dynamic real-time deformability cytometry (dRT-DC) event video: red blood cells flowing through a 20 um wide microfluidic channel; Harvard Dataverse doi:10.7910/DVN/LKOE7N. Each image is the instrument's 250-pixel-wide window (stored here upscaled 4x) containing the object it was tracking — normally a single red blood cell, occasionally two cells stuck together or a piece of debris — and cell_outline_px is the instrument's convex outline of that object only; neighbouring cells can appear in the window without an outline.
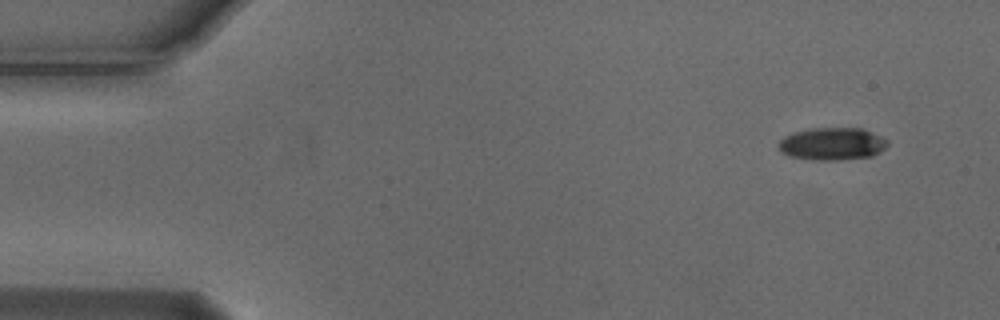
{"species": "Egyptian fruit bat (a non-hibernating species)", "species_latin": "Rousettus aegyptiacus", "temperature_condition": "cold", "stored_images_in_passage": 5, "camera_frame_rate_fps": 3000, "um_per_image_px": 0.085, "animal": {"sex": "male"}, "frame": {"image": 1, "passage_image": 1, "time_ms": 0.0, "image_size_px": [1000, 320], "cell_outline_px": [[888, 144], [880, 152], [872, 156], [836, 160], [812, 160], [788, 156], [780, 152], [780, 140], [784, 136], [796, 132], [812, 128], [860, 128], [880, 136], [888, 140]], "centroid_in_image_um": [70.73, 12.24], "position_along_channel_um": 14.3, "area_um2": 20.52}}
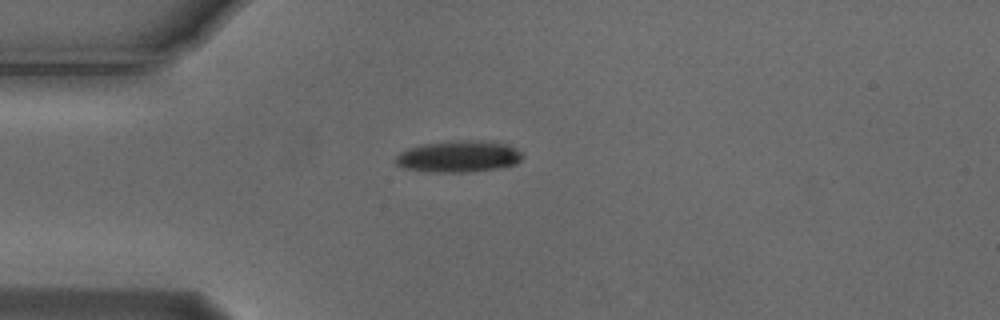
{"frame": {"image": 2, "passage_image": 3, "time_ms": 0.667, "image_size_px": [1000, 320], "cell_outline_px": [[524, 156], [516, 164], [500, 168], [472, 172], [424, 172], [404, 168], [396, 164], [396, 156], [400, 152], [408, 148], [424, 144], [448, 140], [484, 140], [508, 144], [524, 152]], "centroid_in_image_um": [39.02, 13.29], "position_along_channel_um": 46.0, "area_um2": 23.87}}